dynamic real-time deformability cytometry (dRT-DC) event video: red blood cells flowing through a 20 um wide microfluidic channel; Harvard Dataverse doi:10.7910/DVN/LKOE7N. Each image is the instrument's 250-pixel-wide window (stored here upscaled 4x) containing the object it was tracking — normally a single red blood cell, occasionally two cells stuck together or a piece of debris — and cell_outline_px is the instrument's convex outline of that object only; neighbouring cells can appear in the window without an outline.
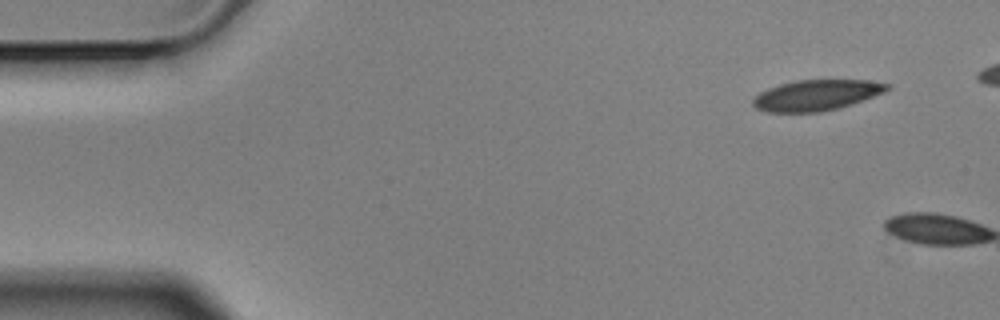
{"species": "Egyptian fruit bat (a non-hibernating species)", "species_latin": "Rousettus aegyptiacus", "temperature_condition": "cold", "stored_images_in_passage": 2, "camera_frame_rate_fps": 3000, "um_per_image_px": 0.085, "animal": {"sex": "male"}, "frame": {"image": 1, "passage_image": 1, "time_ms": 0.0, "image_size_px": [1000, 320], "cell_outline_px": [[892, 88], [884, 92], [864, 100], [840, 108], [820, 112], [768, 112], [756, 108], [752, 104], [752, 100], [760, 92], [768, 88], [780, 84], [796, 80], [868, 80], [892, 84]], "centroid_in_image_um": [69.43, 8.09], "position_along_channel_um": 15.6, "area_um2": 24.16}}